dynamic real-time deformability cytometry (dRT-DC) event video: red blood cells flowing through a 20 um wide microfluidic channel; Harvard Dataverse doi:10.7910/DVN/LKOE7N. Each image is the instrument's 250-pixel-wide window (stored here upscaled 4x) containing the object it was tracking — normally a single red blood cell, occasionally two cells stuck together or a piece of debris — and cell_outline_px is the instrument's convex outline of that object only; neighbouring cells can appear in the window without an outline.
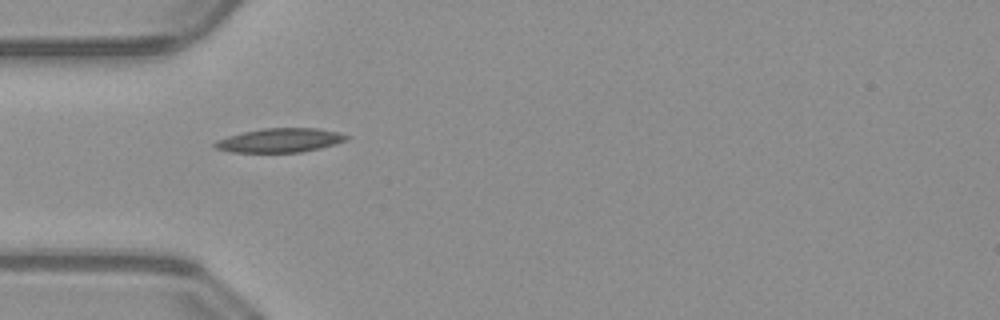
{"species": "common noctule bat (a hibernating species)", "species_latin": "Nyctalus noctula", "temperature_condition": "warm", "stored_images_in_passage": 4, "camera_frame_rate_fps": 3000, "um_per_image_px": 0.085, "animal": {"sex": "male", "body_mass_g": 23.1, "forearm_length_mm": 52.7}, "frame": {"image": 1, "passage_image": 1, "time_ms": 0.0, "image_size_px": [1000, 320], "cell_outline_px": [[348, 140], [336, 144], [320, 148], [300, 152], [232, 152], [216, 148], [212, 144], [216, 140], [228, 136], [244, 132], [264, 128], [316, 128], [340, 132], [348, 136]], "centroid_in_image_um": [23.82, 11.92], "position_along_channel_um": 61.2, "area_um2": 18.38}}